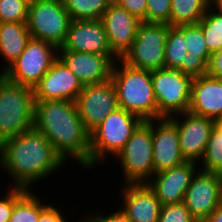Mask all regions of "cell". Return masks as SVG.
Wrapping results in <instances>:
<instances>
[{
	"instance_id": "6da1fadb",
	"label": "cell",
	"mask_w": 222,
	"mask_h": 222,
	"mask_svg": "<svg viewBox=\"0 0 222 222\" xmlns=\"http://www.w3.org/2000/svg\"><path fill=\"white\" fill-rule=\"evenodd\" d=\"M66 164L43 133L34 128L0 143V169L11 176L12 187L32 190Z\"/></svg>"
},
{
	"instance_id": "7a4b0ae2",
	"label": "cell",
	"mask_w": 222,
	"mask_h": 222,
	"mask_svg": "<svg viewBox=\"0 0 222 222\" xmlns=\"http://www.w3.org/2000/svg\"><path fill=\"white\" fill-rule=\"evenodd\" d=\"M33 128L50 141L67 162H76L89 171L90 133L79 117L76 103L67 100L35 101Z\"/></svg>"
},
{
	"instance_id": "3957f363",
	"label": "cell",
	"mask_w": 222,
	"mask_h": 222,
	"mask_svg": "<svg viewBox=\"0 0 222 222\" xmlns=\"http://www.w3.org/2000/svg\"><path fill=\"white\" fill-rule=\"evenodd\" d=\"M111 80L117 91L120 108L139 116L143 121L158 119L151 71L131 67L118 59Z\"/></svg>"
},
{
	"instance_id": "277c9868",
	"label": "cell",
	"mask_w": 222,
	"mask_h": 222,
	"mask_svg": "<svg viewBox=\"0 0 222 222\" xmlns=\"http://www.w3.org/2000/svg\"><path fill=\"white\" fill-rule=\"evenodd\" d=\"M34 90L0 74V143L34 126Z\"/></svg>"
},
{
	"instance_id": "5b68a950",
	"label": "cell",
	"mask_w": 222,
	"mask_h": 222,
	"mask_svg": "<svg viewBox=\"0 0 222 222\" xmlns=\"http://www.w3.org/2000/svg\"><path fill=\"white\" fill-rule=\"evenodd\" d=\"M143 120L123 108L111 112L90 133L89 169L106 163V158L115 157L125 146ZM110 154V155H109Z\"/></svg>"
},
{
	"instance_id": "8992f818",
	"label": "cell",
	"mask_w": 222,
	"mask_h": 222,
	"mask_svg": "<svg viewBox=\"0 0 222 222\" xmlns=\"http://www.w3.org/2000/svg\"><path fill=\"white\" fill-rule=\"evenodd\" d=\"M115 158L120 162L124 184L146 183L154 175L150 120L138 126Z\"/></svg>"
},
{
	"instance_id": "52a82bcc",
	"label": "cell",
	"mask_w": 222,
	"mask_h": 222,
	"mask_svg": "<svg viewBox=\"0 0 222 222\" xmlns=\"http://www.w3.org/2000/svg\"><path fill=\"white\" fill-rule=\"evenodd\" d=\"M70 22L62 0L29 3L26 24L31 38L51 43L59 49L65 41Z\"/></svg>"
},
{
	"instance_id": "ba28073f",
	"label": "cell",
	"mask_w": 222,
	"mask_h": 222,
	"mask_svg": "<svg viewBox=\"0 0 222 222\" xmlns=\"http://www.w3.org/2000/svg\"><path fill=\"white\" fill-rule=\"evenodd\" d=\"M169 24L141 21L135 40L122 60L131 67L147 71L165 68V44Z\"/></svg>"
},
{
	"instance_id": "9c48e42d",
	"label": "cell",
	"mask_w": 222,
	"mask_h": 222,
	"mask_svg": "<svg viewBox=\"0 0 222 222\" xmlns=\"http://www.w3.org/2000/svg\"><path fill=\"white\" fill-rule=\"evenodd\" d=\"M58 58L51 43L30 38L20 56L2 73L10 82L34 88Z\"/></svg>"
},
{
	"instance_id": "30bf717a",
	"label": "cell",
	"mask_w": 222,
	"mask_h": 222,
	"mask_svg": "<svg viewBox=\"0 0 222 222\" xmlns=\"http://www.w3.org/2000/svg\"><path fill=\"white\" fill-rule=\"evenodd\" d=\"M158 106V119L189 110L193 78L178 69L160 68L151 72Z\"/></svg>"
},
{
	"instance_id": "8fae6325",
	"label": "cell",
	"mask_w": 222,
	"mask_h": 222,
	"mask_svg": "<svg viewBox=\"0 0 222 222\" xmlns=\"http://www.w3.org/2000/svg\"><path fill=\"white\" fill-rule=\"evenodd\" d=\"M75 103L79 117L89 133L119 107L117 91L112 80L83 86Z\"/></svg>"
},
{
	"instance_id": "7c38bea8",
	"label": "cell",
	"mask_w": 222,
	"mask_h": 222,
	"mask_svg": "<svg viewBox=\"0 0 222 222\" xmlns=\"http://www.w3.org/2000/svg\"><path fill=\"white\" fill-rule=\"evenodd\" d=\"M183 202L197 222H204L222 203V174L199 169L191 180Z\"/></svg>"
},
{
	"instance_id": "4fadbf2b",
	"label": "cell",
	"mask_w": 222,
	"mask_h": 222,
	"mask_svg": "<svg viewBox=\"0 0 222 222\" xmlns=\"http://www.w3.org/2000/svg\"><path fill=\"white\" fill-rule=\"evenodd\" d=\"M169 118L176 124L182 156L186 161L199 163L217 122L189 111Z\"/></svg>"
},
{
	"instance_id": "5bb4252c",
	"label": "cell",
	"mask_w": 222,
	"mask_h": 222,
	"mask_svg": "<svg viewBox=\"0 0 222 222\" xmlns=\"http://www.w3.org/2000/svg\"><path fill=\"white\" fill-rule=\"evenodd\" d=\"M150 128L154 174L186 162L180 151L176 124L169 117L150 120Z\"/></svg>"
},
{
	"instance_id": "9a60e30c",
	"label": "cell",
	"mask_w": 222,
	"mask_h": 222,
	"mask_svg": "<svg viewBox=\"0 0 222 222\" xmlns=\"http://www.w3.org/2000/svg\"><path fill=\"white\" fill-rule=\"evenodd\" d=\"M58 58L85 85L111 80L117 56L58 50Z\"/></svg>"
},
{
	"instance_id": "2e32d148",
	"label": "cell",
	"mask_w": 222,
	"mask_h": 222,
	"mask_svg": "<svg viewBox=\"0 0 222 222\" xmlns=\"http://www.w3.org/2000/svg\"><path fill=\"white\" fill-rule=\"evenodd\" d=\"M198 170V163L186 161L177 167L155 173L146 184L155 193L162 206L181 203Z\"/></svg>"
},
{
	"instance_id": "e0dca14e",
	"label": "cell",
	"mask_w": 222,
	"mask_h": 222,
	"mask_svg": "<svg viewBox=\"0 0 222 222\" xmlns=\"http://www.w3.org/2000/svg\"><path fill=\"white\" fill-rule=\"evenodd\" d=\"M100 21L107 34L111 51L122 59L132 47L141 20L111 2Z\"/></svg>"
},
{
	"instance_id": "ac0fdd59",
	"label": "cell",
	"mask_w": 222,
	"mask_h": 222,
	"mask_svg": "<svg viewBox=\"0 0 222 222\" xmlns=\"http://www.w3.org/2000/svg\"><path fill=\"white\" fill-rule=\"evenodd\" d=\"M83 86L69 68L57 58L33 88L35 101L67 100L75 102Z\"/></svg>"
},
{
	"instance_id": "d6986e66",
	"label": "cell",
	"mask_w": 222,
	"mask_h": 222,
	"mask_svg": "<svg viewBox=\"0 0 222 222\" xmlns=\"http://www.w3.org/2000/svg\"><path fill=\"white\" fill-rule=\"evenodd\" d=\"M58 50L116 56L100 20H71L65 41Z\"/></svg>"
},
{
	"instance_id": "ffe728a7",
	"label": "cell",
	"mask_w": 222,
	"mask_h": 222,
	"mask_svg": "<svg viewBox=\"0 0 222 222\" xmlns=\"http://www.w3.org/2000/svg\"><path fill=\"white\" fill-rule=\"evenodd\" d=\"M120 190L122 211L131 222H158L162 204L146 183L124 184Z\"/></svg>"
},
{
	"instance_id": "44dd1931",
	"label": "cell",
	"mask_w": 222,
	"mask_h": 222,
	"mask_svg": "<svg viewBox=\"0 0 222 222\" xmlns=\"http://www.w3.org/2000/svg\"><path fill=\"white\" fill-rule=\"evenodd\" d=\"M188 111L222 122V81L208 75L193 78Z\"/></svg>"
},
{
	"instance_id": "7402d4cb",
	"label": "cell",
	"mask_w": 222,
	"mask_h": 222,
	"mask_svg": "<svg viewBox=\"0 0 222 222\" xmlns=\"http://www.w3.org/2000/svg\"><path fill=\"white\" fill-rule=\"evenodd\" d=\"M30 38L26 22L0 23V56L7 61L1 66L0 74L20 56Z\"/></svg>"
},
{
	"instance_id": "603a6c76",
	"label": "cell",
	"mask_w": 222,
	"mask_h": 222,
	"mask_svg": "<svg viewBox=\"0 0 222 222\" xmlns=\"http://www.w3.org/2000/svg\"><path fill=\"white\" fill-rule=\"evenodd\" d=\"M211 0H172L170 26L198 24Z\"/></svg>"
},
{
	"instance_id": "cb8c5ba5",
	"label": "cell",
	"mask_w": 222,
	"mask_h": 222,
	"mask_svg": "<svg viewBox=\"0 0 222 222\" xmlns=\"http://www.w3.org/2000/svg\"><path fill=\"white\" fill-rule=\"evenodd\" d=\"M35 190H28L13 207L12 216L9 222H38L40 213L48 205L40 197V194H33Z\"/></svg>"
},
{
	"instance_id": "d4e9b609",
	"label": "cell",
	"mask_w": 222,
	"mask_h": 222,
	"mask_svg": "<svg viewBox=\"0 0 222 222\" xmlns=\"http://www.w3.org/2000/svg\"><path fill=\"white\" fill-rule=\"evenodd\" d=\"M198 165L201 171L222 174V122L216 123L213 128Z\"/></svg>"
},
{
	"instance_id": "484cf974",
	"label": "cell",
	"mask_w": 222,
	"mask_h": 222,
	"mask_svg": "<svg viewBox=\"0 0 222 222\" xmlns=\"http://www.w3.org/2000/svg\"><path fill=\"white\" fill-rule=\"evenodd\" d=\"M71 20H100L110 0H62Z\"/></svg>"
},
{
	"instance_id": "4316f807",
	"label": "cell",
	"mask_w": 222,
	"mask_h": 222,
	"mask_svg": "<svg viewBox=\"0 0 222 222\" xmlns=\"http://www.w3.org/2000/svg\"><path fill=\"white\" fill-rule=\"evenodd\" d=\"M187 54L184 25L170 26L165 44V68L177 69Z\"/></svg>"
},
{
	"instance_id": "83f0119b",
	"label": "cell",
	"mask_w": 222,
	"mask_h": 222,
	"mask_svg": "<svg viewBox=\"0 0 222 222\" xmlns=\"http://www.w3.org/2000/svg\"><path fill=\"white\" fill-rule=\"evenodd\" d=\"M198 24L202 27L209 52H217L222 47V14L210 5Z\"/></svg>"
},
{
	"instance_id": "f1b7e54d",
	"label": "cell",
	"mask_w": 222,
	"mask_h": 222,
	"mask_svg": "<svg viewBox=\"0 0 222 222\" xmlns=\"http://www.w3.org/2000/svg\"><path fill=\"white\" fill-rule=\"evenodd\" d=\"M184 39L187 52L200 56L208 64L211 53L205 43L202 27L199 24L184 25Z\"/></svg>"
},
{
	"instance_id": "f546056e",
	"label": "cell",
	"mask_w": 222,
	"mask_h": 222,
	"mask_svg": "<svg viewBox=\"0 0 222 222\" xmlns=\"http://www.w3.org/2000/svg\"><path fill=\"white\" fill-rule=\"evenodd\" d=\"M28 6L27 0H0V23L26 22Z\"/></svg>"
},
{
	"instance_id": "4dcf8cb0",
	"label": "cell",
	"mask_w": 222,
	"mask_h": 222,
	"mask_svg": "<svg viewBox=\"0 0 222 222\" xmlns=\"http://www.w3.org/2000/svg\"><path fill=\"white\" fill-rule=\"evenodd\" d=\"M158 222H197L184 202L162 206Z\"/></svg>"
},
{
	"instance_id": "1f68e13d",
	"label": "cell",
	"mask_w": 222,
	"mask_h": 222,
	"mask_svg": "<svg viewBox=\"0 0 222 222\" xmlns=\"http://www.w3.org/2000/svg\"><path fill=\"white\" fill-rule=\"evenodd\" d=\"M146 22L167 23L170 25L172 0H146Z\"/></svg>"
},
{
	"instance_id": "d6a6232c",
	"label": "cell",
	"mask_w": 222,
	"mask_h": 222,
	"mask_svg": "<svg viewBox=\"0 0 222 222\" xmlns=\"http://www.w3.org/2000/svg\"><path fill=\"white\" fill-rule=\"evenodd\" d=\"M7 189L5 195H0V222L10 221L14 204L28 191L24 188L11 186Z\"/></svg>"
},
{
	"instance_id": "836d02e7",
	"label": "cell",
	"mask_w": 222,
	"mask_h": 222,
	"mask_svg": "<svg viewBox=\"0 0 222 222\" xmlns=\"http://www.w3.org/2000/svg\"><path fill=\"white\" fill-rule=\"evenodd\" d=\"M177 69L192 78L207 75V63L200 56L188 52Z\"/></svg>"
},
{
	"instance_id": "e575fe53",
	"label": "cell",
	"mask_w": 222,
	"mask_h": 222,
	"mask_svg": "<svg viewBox=\"0 0 222 222\" xmlns=\"http://www.w3.org/2000/svg\"><path fill=\"white\" fill-rule=\"evenodd\" d=\"M91 213V214H90ZM90 214V215H89ZM107 214V215H106ZM88 215V216H87ZM85 218H83L82 222H131L127 215L122 211V209H116L114 212H89L85 214Z\"/></svg>"
},
{
	"instance_id": "d590c367",
	"label": "cell",
	"mask_w": 222,
	"mask_h": 222,
	"mask_svg": "<svg viewBox=\"0 0 222 222\" xmlns=\"http://www.w3.org/2000/svg\"><path fill=\"white\" fill-rule=\"evenodd\" d=\"M116 5L126 9L130 14L136 16L139 20L146 22V0H114Z\"/></svg>"
},
{
	"instance_id": "8d00e7d4",
	"label": "cell",
	"mask_w": 222,
	"mask_h": 222,
	"mask_svg": "<svg viewBox=\"0 0 222 222\" xmlns=\"http://www.w3.org/2000/svg\"><path fill=\"white\" fill-rule=\"evenodd\" d=\"M48 204L40 213V217L38 219V222H68V218L65 219L64 212H61L58 205L55 204ZM79 222H82V219H80Z\"/></svg>"
},
{
	"instance_id": "74e56055",
	"label": "cell",
	"mask_w": 222,
	"mask_h": 222,
	"mask_svg": "<svg viewBox=\"0 0 222 222\" xmlns=\"http://www.w3.org/2000/svg\"><path fill=\"white\" fill-rule=\"evenodd\" d=\"M207 75L222 81V47L211 54L207 64Z\"/></svg>"
},
{
	"instance_id": "f35d334b",
	"label": "cell",
	"mask_w": 222,
	"mask_h": 222,
	"mask_svg": "<svg viewBox=\"0 0 222 222\" xmlns=\"http://www.w3.org/2000/svg\"><path fill=\"white\" fill-rule=\"evenodd\" d=\"M204 222H222V203L209 215Z\"/></svg>"
},
{
	"instance_id": "ab89813d",
	"label": "cell",
	"mask_w": 222,
	"mask_h": 222,
	"mask_svg": "<svg viewBox=\"0 0 222 222\" xmlns=\"http://www.w3.org/2000/svg\"><path fill=\"white\" fill-rule=\"evenodd\" d=\"M210 5L220 14H222V0H211Z\"/></svg>"
},
{
	"instance_id": "60d3db41",
	"label": "cell",
	"mask_w": 222,
	"mask_h": 222,
	"mask_svg": "<svg viewBox=\"0 0 222 222\" xmlns=\"http://www.w3.org/2000/svg\"><path fill=\"white\" fill-rule=\"evenodd\" d=\"M27 1L30 3V2H34V1H38V0H27Z\"/></svg>"
}]
</instances>
